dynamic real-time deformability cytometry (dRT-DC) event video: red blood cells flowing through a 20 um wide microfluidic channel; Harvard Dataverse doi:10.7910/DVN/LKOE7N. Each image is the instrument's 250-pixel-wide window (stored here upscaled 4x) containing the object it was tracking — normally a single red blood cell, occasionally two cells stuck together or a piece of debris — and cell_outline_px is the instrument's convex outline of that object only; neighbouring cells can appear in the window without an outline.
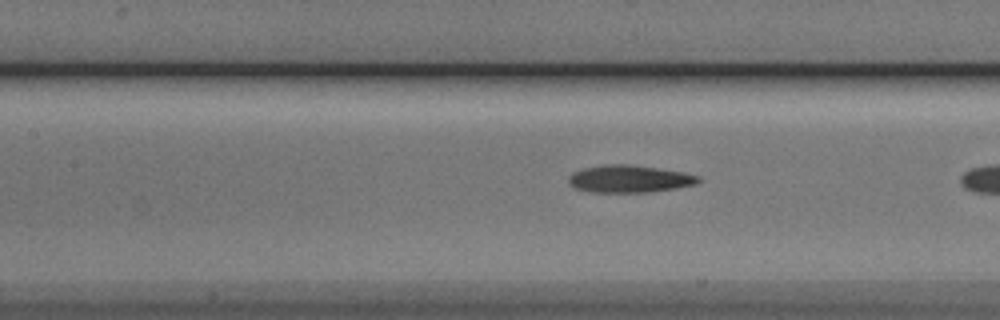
{"species": "Egyptian fruit bat (a non-hibernating species)", "species_latin": "Rousettus aegyptiacus", "temperature_condition": "cold", "stored_images_in_passage": 14, "camera_frame_rate_fps": 3000, "um_per_image_px": 0.085, "animal": {"sex": "male"}, "frame": {"image": 1, "passage_image": 12, "time_ms": 3.667, "image_size_px": [1000, 320], "cell_outline_px": [[700, 180], [696, 184], [676, 188], [648, 192], [592, 192], [576, 188], [568, 180], [568, 176], [572, 172], [584, 168], [604, 164], [628, 164], [684, 172], [700, 176]], "centroid_in_image_um": [53.5, 15.2], "position_along_channel_um": 153.9, "area_um2": 20.58}}